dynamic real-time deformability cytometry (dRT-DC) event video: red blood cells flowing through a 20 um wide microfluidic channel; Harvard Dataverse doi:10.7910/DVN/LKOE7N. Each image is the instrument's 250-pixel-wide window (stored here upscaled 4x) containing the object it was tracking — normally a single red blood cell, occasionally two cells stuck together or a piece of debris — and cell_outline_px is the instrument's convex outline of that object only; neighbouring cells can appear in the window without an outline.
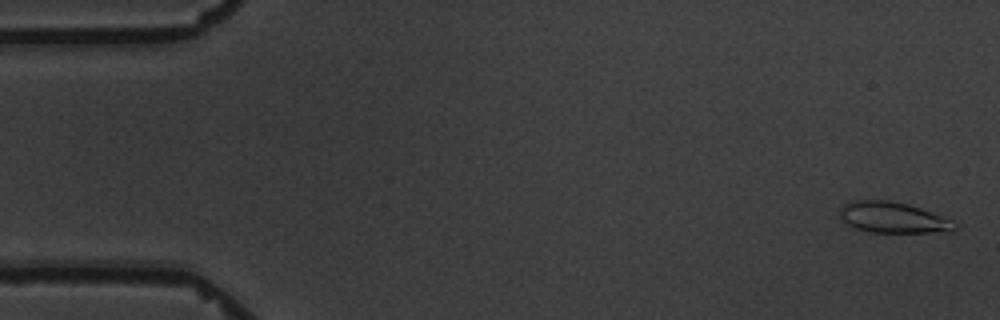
{"species": "common noctule bat (a hibernating species)", "species_latin": "Nyctalus noctula", "temperature_condition": "warm", "stored_images_in_passage": 6, "camera_frame_rate_fps": 3000, "um_per_image_px": 0.085, "animal": {"sex": "male", "body_mass_g": 19.5, "forearm_length_mm": 54.6}, "frame": {"image": 1, "passage_image": 1, "time_ms": 0.0, "image_size_px": [1000, 320], "cell_outline_px": [[956, 228], [952, 232], [872, 232], [856, 228], [848, 224], [840, 216], [840, 208], [844, 204], [856, 200], [888, 200], [908, 204], [920, 208], [952, 220]], "centroid_in_image_um": [75.91, 18.49], "position_along_channel_um": 9.1, "area_um2": 20.4}}